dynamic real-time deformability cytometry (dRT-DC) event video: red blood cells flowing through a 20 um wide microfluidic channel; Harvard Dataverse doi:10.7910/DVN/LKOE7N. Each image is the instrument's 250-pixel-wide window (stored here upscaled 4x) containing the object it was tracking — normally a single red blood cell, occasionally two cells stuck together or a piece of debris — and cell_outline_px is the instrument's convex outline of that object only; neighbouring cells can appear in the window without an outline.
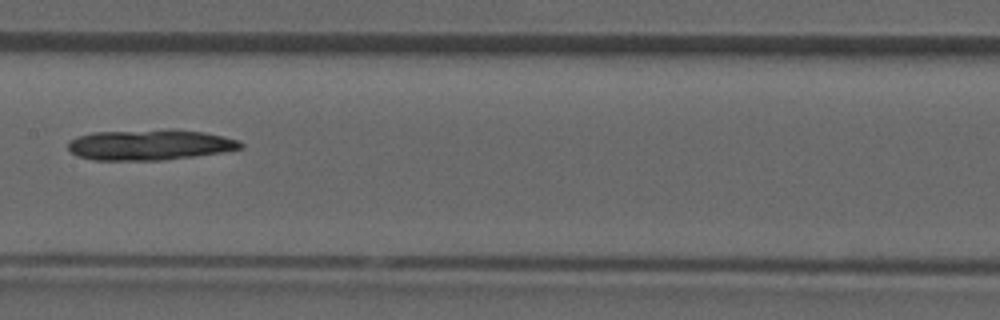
{"species": "common noctule bat (a hibernating species)", "species_latin": "Nyctalus noctula", "temperature_condition": "room temperature", "stored_images_in_passage": 32, "camera_frame_rate_fps": 3000, "um_per_image_px": 0.085, "animal": {"sex": "male", "forearm_length_mm": 52.5}, "frame": {"image": 1, "passage_image": 10, "time_ms": 3.0, "image_size_px": [1000, 320], "cell_outline_px": [[244, 148], [220, 152], [164, 160], [96, 160], [76, 156], [68, 148], [68, 144], [76, 136], [92, 132], [168, 128], [176, 128], [204, 132], [224, 136], [240, 140], [244, 144]], "centroid_in_image_um": [12.76, 12.28], "position_along_channel_um": 194.6, "area_um2": 31.27}}